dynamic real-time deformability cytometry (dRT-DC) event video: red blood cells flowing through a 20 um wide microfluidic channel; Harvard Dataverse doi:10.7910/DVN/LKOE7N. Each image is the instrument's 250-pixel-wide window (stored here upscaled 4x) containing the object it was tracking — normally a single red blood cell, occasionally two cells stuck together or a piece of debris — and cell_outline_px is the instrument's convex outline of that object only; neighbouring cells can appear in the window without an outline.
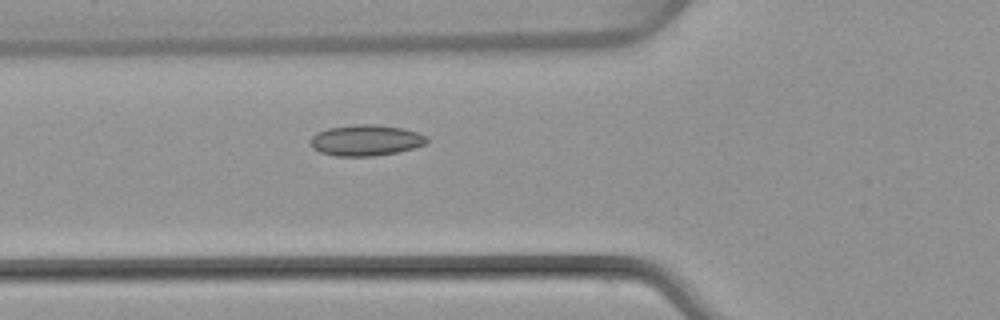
{"species": "common noctule bat (a hibernating species)", "species_latin": "Nyctalus noctula", "temperature_condition": "warm", "stored_images_in_passage": 52, "camera_frame_rate_fps": 3000, "um_per_image_px": 0.085, "animal": {"sex": "female", "body_mass_g": 22.7, "forearm_length_mm": 54.2}, "frame": {"image": 1, "passage_image": 19, "time_ms": 6.0, "image_size_px": [1000, 320], "cell_outline_px": [[428, 140], [424, 144], [412, 148], [396, 152], [372, 156], [336, 156], [320, 152], [312, 148], [308, 140], [316, 132], [328, 128], [356, 124], [376, 124], [404, 128], [428, 136]], "centroid_in_image_um": [31.06, 11.91], "position_along_channel_um": 94.7, "area_um2": 21.1}}
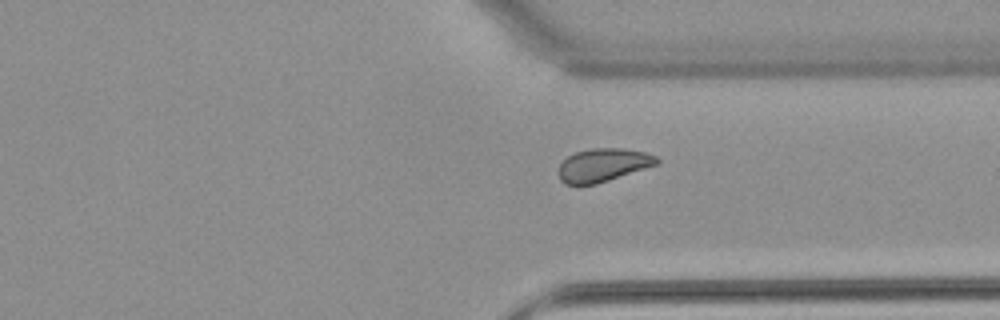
{"frame": {"image": 2, "passage_image": 39, "time_ms": 12.667, "image_size_px": [1000, 320], "cell_outline_px": [[660, 164], [596, 184], [564, 184], [560, 180], [560, 164], [568, 156], [576, 152], [592, 148], [624, 148], [644, 152], [656, 156], [660, 160]], "centroid_in_image_um": [51.31, 14.02], "position_along_channel_um": 360.1, "area_um2": 18.96}}
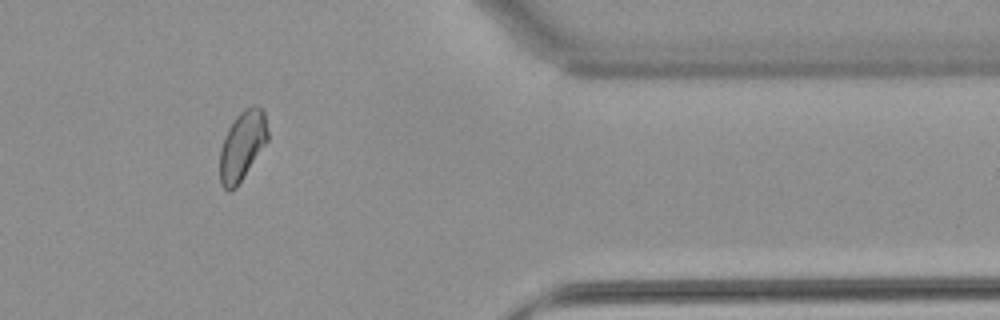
{"frame": {"image": 3, "passage_image": 43, "time_ms": 14.0, "image_size_px": [1000, 320], "cell_outline_px": [[268, 140], [236, 188], [232, 192], [228, 192], [224, 188], [220, 180], [220, 148], [224, 136], [228, 128], [236, 116], [244, 108], [256, 104], [264, 108], [268, 132]], "centroid_in_image_um": [20.59, 12.35], "position_along_channel_um": 390.8, "area_um2": 19.54}, "authors_computed_cell_mechanics": {"area_um2": 19.7098, "velocity_mm_per_s": 3.9719, "shape_relaxation_time_tau1_ms": 6.5405, "shape_relaxation_time_tau2_ms": 2.3917, "deformation_change_tau1": 0.1144, "deformation_change_tau2": 0.0658}}